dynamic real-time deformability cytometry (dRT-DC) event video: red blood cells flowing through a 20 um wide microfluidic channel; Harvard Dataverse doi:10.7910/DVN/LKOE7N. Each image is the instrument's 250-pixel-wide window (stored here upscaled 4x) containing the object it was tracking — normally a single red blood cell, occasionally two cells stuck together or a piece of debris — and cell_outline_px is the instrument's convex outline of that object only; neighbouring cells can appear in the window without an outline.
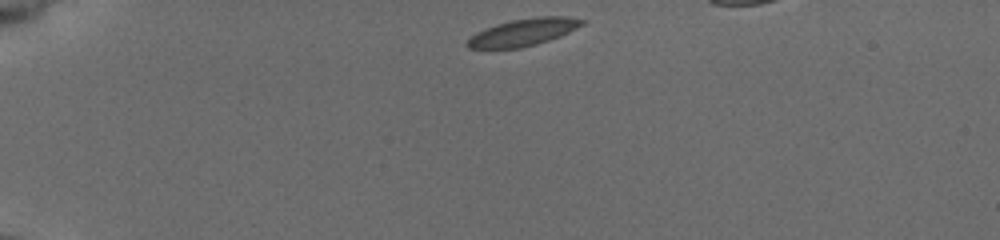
{"species": "common noctule bat (a hibernating species)", "species_latin": "Nyctalus noctula", "temperature_condition": "cold", "stored_images_in_passage": 45, "camera_frame_rate_fps": 3000, "um_per_image_px": 0.085, "animal": {"sex": "female", "body_mass_g": 19.5, "forearm_length_mm": 54.1}, "frame": {"image": 1, "passage_image": 1, "time_ms": 0.0, "image_size_px": [1000, 240], "cell_outline_px": [[588, 20], [584, 24], [560, 36], [536, 44], [520, 48], [468, 48], [464, 44], [476, 32], [484, 28], [496, 24], [512, 20], [536, 16], [568, 16]], "centroid_in_image_um": [44.5, 2.72], "position_along_channel_um": 40.5, "area_um2": 18.21}}
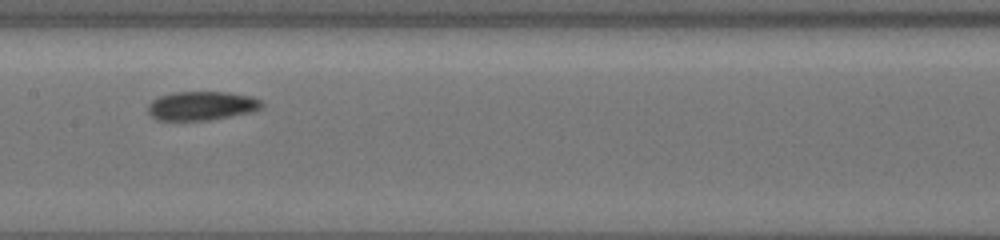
{"frame": {"image": 2, "passage_image": 20, "time_ms": 5.667, "image_size_px": [1000, 240], "cell_outline_px": [[264, 104], [260, 108], [248, 112], [208, 120], [160, 120], [152, 116], [148, 112], [148, 104], [156, 96], [172, 92], [228, 92], [252, 96], [260, 100]], "centroid_in_image_um": [17.09, 8.97], "position_along_channel_um": 190.3, "area_um2": 19.07}}
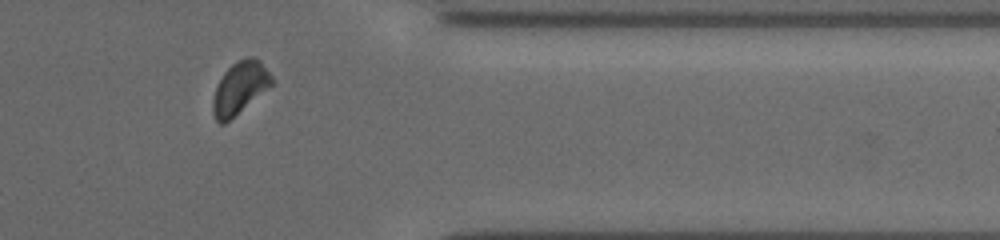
{"frame": {"image": 3, "passage_image": 38, "time_ms": 11.333, "image_size_px": [1000, 240], "cell_outline_px": [[276, 80], [272, 84], [224, 124], [220, 124], [216, 120], [212, 112], [212, 100], [216, 88], [224, 72], [232, 64], [244, 56], [252, 56], [260, 60]], "centroid_in_image_um": [20.39, 7.43], "position_along_channel_um": 391.0, "area_um2": 17.74}}